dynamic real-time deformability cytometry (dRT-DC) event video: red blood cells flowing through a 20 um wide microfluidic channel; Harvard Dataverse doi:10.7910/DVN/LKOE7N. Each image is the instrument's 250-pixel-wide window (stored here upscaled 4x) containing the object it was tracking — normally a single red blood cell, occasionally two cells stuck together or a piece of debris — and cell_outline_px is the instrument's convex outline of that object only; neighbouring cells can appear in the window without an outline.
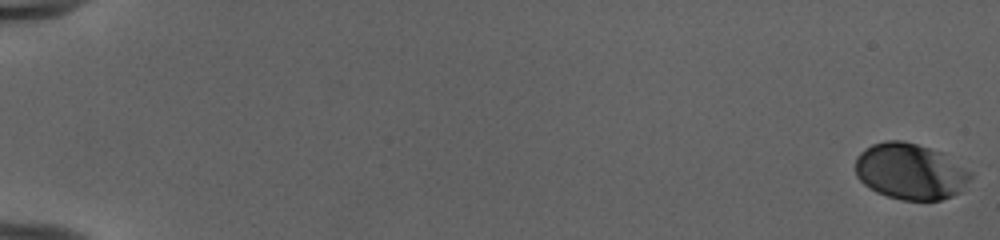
{"species": "human", "species_latin": "Homo sapiens", "temperature_condition": "cold", "stored_images_in_passage": 54, "camera_frame_rate_fps": 3000, "um_per_image_px": 0.085, "donor": {"sex": "female"}, "frame": {"image": 1, "passage_image": 1, "time_ms": 0.0, "image_size_px": [1000, 240], "cell_outline_px": [[972, 176], [960, 192], [952, 196], [940, 200], [900, 200], [876, 192], [864, 184], [856, 176], [856, 156], [864, 148], [872, 144], [884, 140], [904, 140], [940, 152], [972, 172]], "centroid_in_image_um": [77.35, 14.57], "position_along_channel_um": 7.7, "area_um2": 37.63}}
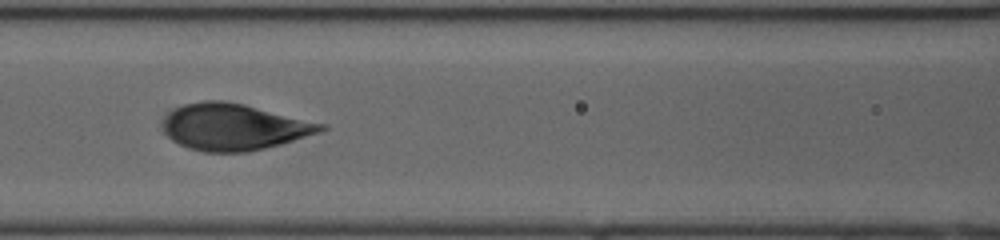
{"frame": {"image": 2, "passage_image": 27, "time_ms": 8.667, "image_size_px": [1000, 240], "cell_outline_px": [[328, 128], [320, 132], [280, 144], [248, 152], [204, 152], [188, 148], [172, 140], [164, 132], [164, 120], [176, 108], [184, 104], [204, 100], [224, 100], [244, 104], [328, 124]], "centroid_in_image_um": [19.93, 10.79], "position_along_channel_um": 146.7, "area_um2": 42.66}}
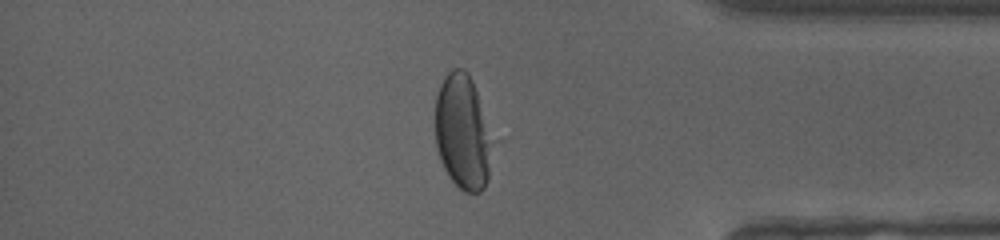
{"frame": {"image": 3, "passage_image": 47, "time_ms": 15.333, "image_size_px": [1000, 240], "cell_outline_px": [[488, 176], [484, 188], [480, 192], [464, 192], [448, 176], [440, 160], [436, 144], [436, 96], [440, 84], [444, 76], [452, 68], [464, 68], [468, 72], [472, 80], [476, 92], [488, 144]], "centroid_in_image_um": [39.22, 11.22], "position_along_channel_um": 396.0, "area_um2": 36.41}}